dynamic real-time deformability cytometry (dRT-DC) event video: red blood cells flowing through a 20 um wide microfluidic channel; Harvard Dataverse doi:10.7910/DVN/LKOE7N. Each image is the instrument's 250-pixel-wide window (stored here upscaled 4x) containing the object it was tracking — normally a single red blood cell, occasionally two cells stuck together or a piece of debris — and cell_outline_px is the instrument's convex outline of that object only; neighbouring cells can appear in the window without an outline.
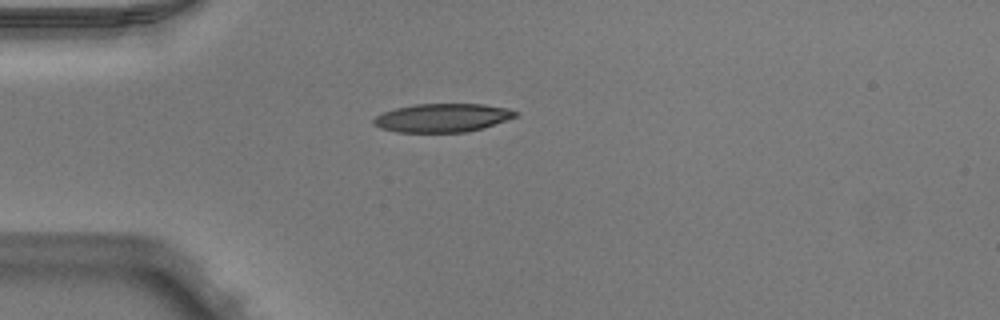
{"species": "Egyptian fruit bat (a non-hibernating species)", "species_latin": "Rousettus aegyptiacus", "temperature_condition": "warm", "stored_images_in_passage": 38, "camera_frame_rate_fps": 3000, "um_per_image_px": 0.085, "animal": {"sex": "male"}, "frame": {"image": 1, "passage_image": 1, "time_ms": 0.0, "image_size_px": [1000, 320], "cell_outline_px": [[520, 112], [516, 116], [484, 128], [468, 132], [396, 132], [380, 128], [372, 124], [372, 120], [376, 116], [384, 112], [396, 108], [412, 104], [484, 104], [508, 108]], "centroid_in_image_um": [37.6, 10.01], "position_along_channel_um": 47.4, "area_um2": 23.7}}
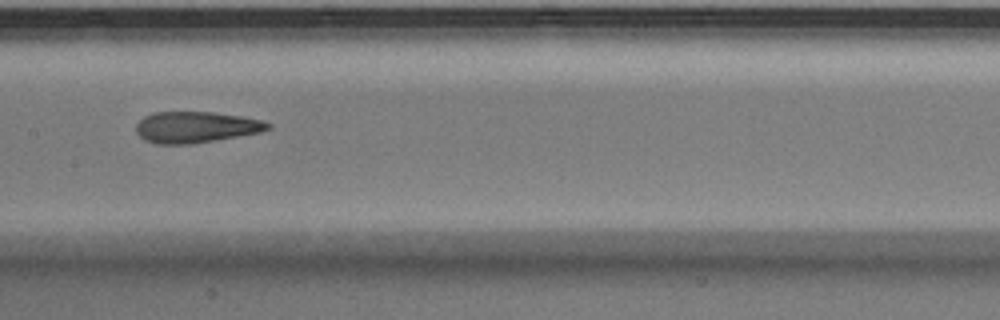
{"frame": {"image": 2, "passage_image": 13, "time_ms": 4.0, "image_size_px": [1000, 320], "cell_outline_px": [[272, 128], [260, 132], [192, 144], [156, 144], [144, 140], [136, 132], [136, 124], [144, 116], [152, 112], [212, 112], [240, 116], [264, 120], [272, 124]], "centroid_in_image_um": [16.64, 10.8], "position_along_channel_um": 190.8, "area_um2": 24.04}}
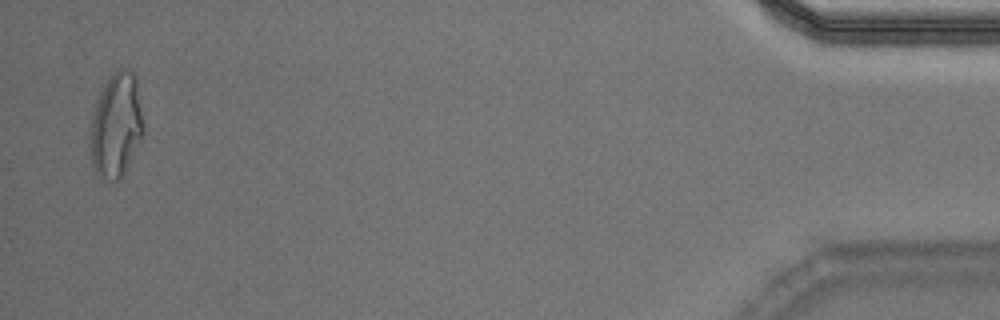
{"frame": {"image": 3, "passage_image": 37, "time_ms": 12.0, "image_size_px": [1000, 320], "cell_outline_px": [[144, 132], [124, 172], [116, 180], [112, 180], [96, 172], [92, 164], [92, 116], [96, 100], [104, 84], [112, 72], [116, 68], [128, 68], [136, 76], [144, 124]], "centroid_in_image_um": [9.91, 10.54], "position_along_channel_um": 425.3, "area_um2": 31.73}, "authors_computed_cell_mechanics": {"area_um2": 24.565, "velocity_mm_per_s": 3.9761, "shape_relaxation_time_tau1_ms": null, "shape_relaxation_time_tau2_ms": 1.7631, "deformation_change_tau1": null, "deformation_change_tau2": 0.1061}}